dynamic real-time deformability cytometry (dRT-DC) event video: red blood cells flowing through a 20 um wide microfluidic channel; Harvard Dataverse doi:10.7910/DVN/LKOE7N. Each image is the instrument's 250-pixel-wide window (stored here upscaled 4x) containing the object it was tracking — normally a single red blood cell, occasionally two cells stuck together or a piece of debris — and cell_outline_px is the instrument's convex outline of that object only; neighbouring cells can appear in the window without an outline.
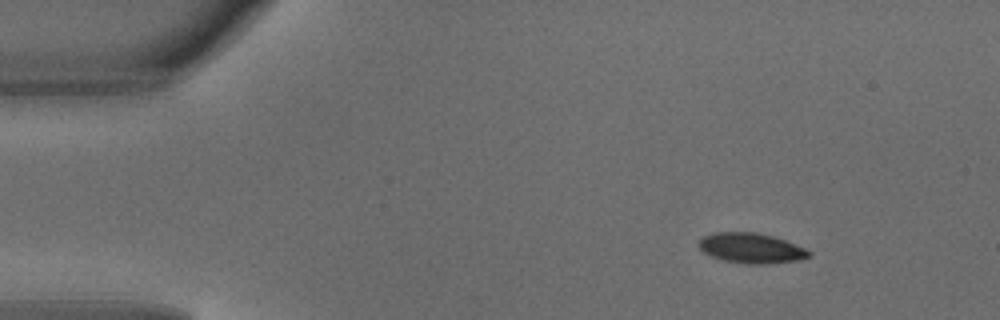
{"species": "common noctule bat (a hibernating species)", "species_latin": "Nyctalus noctula", "temperature_condition": "warm", "stored_images_in_passage": 5, "segment_of_instrument_passage": [2, 2], "camera_frame_rate_fps": 3000, "um_per_image_px": 0.085, "animal": {"sex": "male", "body_mass_g": 18.8}, "frame": {"image": 1, "passage_image": 5, "time_ms": 1.333, "image_size_px": [1000, 320], "cell_outline_px": [[812, 252], [808, 256], [800, 260], [764, 264], [748, 264], [724, 260], [712, 256], [704, 252], [700, 248], [700, 240], [704, 236], [716, 232], [756, 232], [772, 236], [784, 240], [804, 248]], "centroid_in_image_um": [63.86, 21.09], "position_along_channel_um": 21.1, "area_um2": 19.02}}